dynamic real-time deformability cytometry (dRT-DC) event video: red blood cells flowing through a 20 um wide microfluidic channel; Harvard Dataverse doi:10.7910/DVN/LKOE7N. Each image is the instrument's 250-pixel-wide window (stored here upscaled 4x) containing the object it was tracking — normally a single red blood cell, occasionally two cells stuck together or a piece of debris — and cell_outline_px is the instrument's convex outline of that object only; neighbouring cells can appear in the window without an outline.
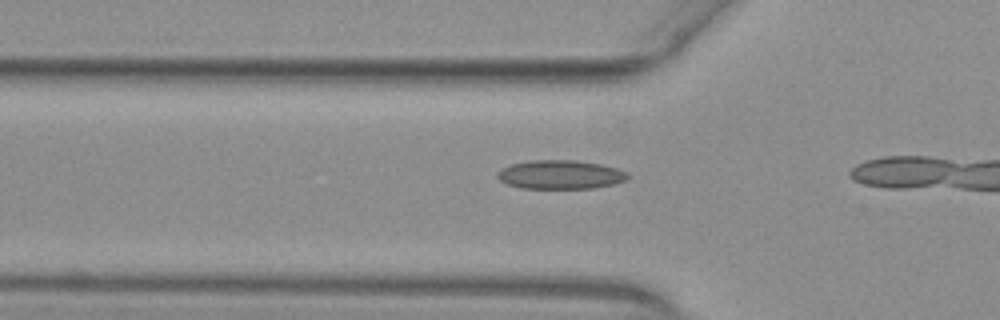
{"species": "common noctule bat (a hibernating species)", "species_latin": "Nyctalus noctula", "temperature_condition": "warm", "stored_images_in_passage": 8, "camera_frame_rate_fps": 3000, "um_per_image_px": 0.085, "animal": {"sex": "female", "body_mass_g": 29.2, "forearm_length_mm": 56.3}, "frame": {"image": 1, "passage_image": 6, "time_ms": 1.667, "image_size_px": [1000, 320], "cell_outline_px": [[628, 176], [624, 180], [612, 184], [592, 188], [520, 188], [508, 184], [500, 180], [496, 176], [504, 168], [512, 164], [532, 160], [576, 160], [600, 164], [616, 168], [628, 172]], "centroid_in_image_um": [47.64, 14.84], "position_along_channel_um": 78.2, "area_um2": 21.56}}